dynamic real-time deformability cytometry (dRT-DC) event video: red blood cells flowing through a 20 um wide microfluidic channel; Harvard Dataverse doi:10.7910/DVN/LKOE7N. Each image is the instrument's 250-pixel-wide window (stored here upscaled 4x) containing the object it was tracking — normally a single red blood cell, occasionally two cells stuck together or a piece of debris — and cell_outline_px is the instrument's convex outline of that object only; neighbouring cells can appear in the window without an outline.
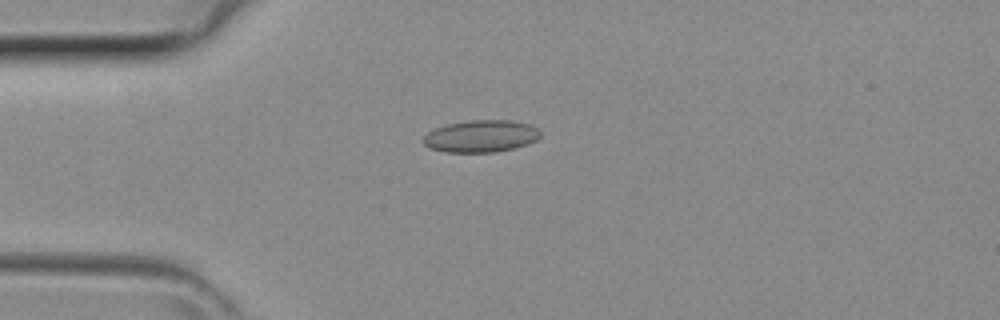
{"species": "common noctule bat (a hibernating species)", "species_latin": "Nyctalus noctula", "temperature_condition": "room temperature", "stored_images_in_passage": 42, "camera_frame_rate_fps": 3000, "um_per_image_px": 0.085, "animal": {"sex": "female", "body_mass_g": 29.2, "forearm_length_mm": 56.3}, "frame": {"image": 1, "passage_image": 11, "time_ms": 3.333, "image_size_px": [1000, 320], "cell_outline_px": [[540, 136], [536, 140], [528, 144], [516, 148], [496, 152], [444, 152], [428, 148], [420, 140], [428, 132], [436, 128], [448, 124], [472, 120], [512, 120], [532, 124], [540, 128]], "centroid_in_image_um": [40.91, 11.58], "position_along_channel_um": 44.1, "area_um2": 22.25}}
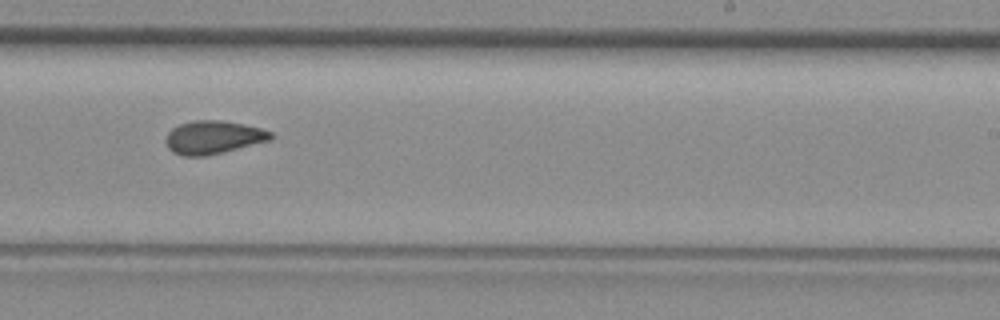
{"frame": {"image": 2, "passage_image": 26, "time_ms": 8.333, "image_size_px": [1000, 320], "cell_outline_px": [[272, 136], [268, 140], [204, 156], [184, 156], [172, 152], [168, 148], [168, 132], [172, 128], [180, 124], [192, 120], [220, 120], [244, 124], [260, 128], [272, 132]], "centroid_in_image_um": [18.09, 11.65], "position_along_channel_um": 270.9, "area_um2": 19.77}}
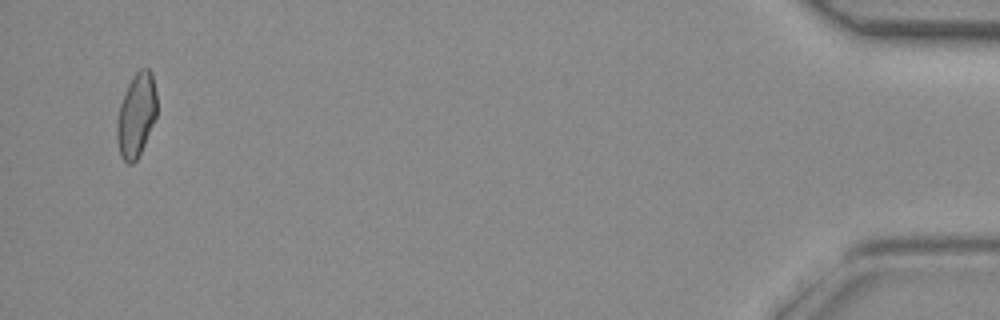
{"frame": {"image": 3, "passage_image": 41, "time_ms": 13.333, "image_size_px": [1000, 320], "cell_outline_px": [[156, 116], [144, 144], [136, 160], [132, 164], [128, 164], [120, 156], [116, 132], [116, 124], [120, 104], [128, 84], [132, 76], [140, 68], [148, 68], [152, 72], [156, 92]], "centroid_in_image_um": [11.58, 9.76], "position_along_channel_um": 423.6, "area_um2": 19.36}}